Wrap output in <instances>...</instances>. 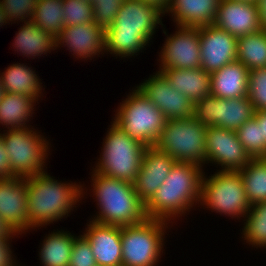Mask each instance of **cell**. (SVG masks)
I'll return each mask as SVG.
<instances>
[{"label":"cell","mask_w":266,"mask_h":266,"mask_svg":"<svg viewBox=\"0 0 266 266\" xmlns=\"http://www.w3.org/2000/svg\"><path fill=\"white\" fill-rule=\"evenodd\" d=\"M165 15L139 0H124L113 24L106 30L105 54L135 58L149 47Z\"/></svg>","instance_id":"cell-1"},{"label":"cell","mask_w":266,"mask_h":266,"mask_svg":"<svg viewBox=\"0 0 266 266\" xmlns=\"http://www.w3.org/2000/svg\"><path fill=\"white\" fill-rule=\"evenodd\" d=\"M49 174L26 177L29 233L67 218L82 202V182H62Z\"/></svg>","instance_id":"cell-2"},{"label":"cell","mask_w":266,"mask_h":266,"mask_svg":"<svg viewBox=\"0 0 266 266\" xmlns=\"http://www.w3.org/2000/svg\"><path fill=\"white\" fill-rule=\"evenodd\" d=\"M205 168L193 163L176 162L163 184L145 204L147 217L175 225L177 219L199 207Z\"/></svg>","instance_id":"cell-3"},{"label":"cell","mask_w":266,"mask_h":266,"mask_svg":"<svg viewBox=\"0 0 266 266\" xmlns=\"http://www.w3.org/2000/svg\"><path fill=\"white\" fill-rule=\"evenodd\" d=\"M91 189L82 183V200L87 191L96 201L97 212L92 221L118 226L134 225L146 220L145 203L136 194L133 183L90 172ZM86 186V187H85ZM85 198V199H84Z\"/></svg>","instance_id":"cell-4"},{"label":"cell","mask_w":266,"mask_h":266,"mask_svg":"<svg viewBox=\"0 0 266 266\" xmlns=\"http://www.w3.org/2000/svg\"><path fill=\"white\" fill-rule=\"evenodd\" d=\"M110 123L99 159L97 158L91 170L110 178L134 183L146 146L129 137L113 121Z\"/></svg>","instance_id":"cell-5"},{"label":"cell","mask_w":266,"mask_h":266,"mask_svg":"<svg viewBox=\"0 0 266 266\" xmlns=\"http://www.w3.org/2000/svg\"><path fill=\"white\" fill-rule=\"evenodd\" d=\"M122 100L112 121L132 139L146 147L154 146L166 123L164 114L137 86Z\"/></svg>","instance_id":"cell-6"},{"label":"cell","mask_w":266,"mask_h":266,"mask_svg":"<svg viewBox=\"0 0 266 266\" xmlns=\"http://www.w3.org/2000/svg\"><path fill=\"white\" fill-rule=\"evenodd\" d=\"M171 224V225H170ZM172 223L147 218L134 225L121 226L122 266H158Z\"/></svg>","instance_id":"cell-7"},{"label":"cell","mask_w":266,"mask_h":266,"mask_svg":"<svg viewBox=\"0 0 266 266\" xmlns=\"http://www.w3.org/2000/svg\"><path fill=\"white\" fill-rule=\"evenodd\" d=\"M202 178L199 207L207 211L244 220L251 204L246 197L244 183L239 171H215ZM203 206V207H202ZM205 207V208H204Z\"/></svg>","instance_id":"cell-8"},{"label":"cell","mask_w":266,"mask_h":266,"mask_svg":"<svg viewBox=\"0 0 266 266\" xmlns=\"http://www.w3.org/2000/svg\"><path fill=\"white\" fill-rule=\"evenodd\" d=\"M0 134L3 137L11 170L17 177L26 178L47 171L46 163L51 155L52 144L42 132L34 127H24L6 129Z\"/></svg>","instance_id":"cell-9"},{"label":"cell","mask_w":266,"mask_h":266,"mask_svg":"<svg viewBox=\"0 0 266 266\" xmlns=\"http://www.w3.org/2000/svg\"><path fill=\"white\" fill-rule=\"evenodd\" d=\"M206 130L192 116L166 120L155 147L174 158L176 162L206 166Z\"/></svg>","instance_id":"cell-10"},{"label":"cell","mask_w":266,"mask_h":266,"mask_svg":"<svg viewBox=\"0 0 266 266\" xmlns=\"http://www.w3.org/2000/svg\"><path fill=\"white\" fill-rule=\"evenodd\" d=\"M254 107L248 96L232 99L208 95L194 103L193 116L204 126H217L237 131L254 117Z\"/></svg>","instance_id":"cell-11"},{"label":"cell","mask_w":266,"mask_h":266,"mask_svg":"<svg viewBox=\"0 0 266 266\" xmlns=\"http://www.w3.org/2000/svg\"><path fill=\"white\" fill-rule=\"evenodd\" d=\"M162 28L166 38L160 52L157 71L168 68L197 69L201 68L199 29L195 27L175 26L174 33L167 34L165 25Z\"/></svg>","instance_id":"cell-12"},{"label":"cell","mask_w":266,"mask_h":266,"mask_svg":"<svg viewBox=\"0 0 266 266\" xmlns=\"http://www.w3.org/2000/svg\"><path fill=\"white\" fill-rule=\"evenodd\" d=\"M251 160L236 131L217 126L207 127L205 164L215 165L216 168L219 166L217 171H239Z\"/></svg>","instance_id":"cell-13"},{"label":"cell","mask_w":266,"mask_h":266,"mask_svg":"<svg viewBox=\"0 0 266 266\" xmlns=\"http://www.w3.org/2000/svg\"><path fill=\"white\" fill-rule=\"evenodd\" d=\"M136 86L164 114L166 120L193 116L194 103L184 94L177 92L167 79L155 71Z\"/></svg>","instance_id":"cell-14"},{"label":"cell","mask_w":266,"mask_h":266,"mask_svg":"<svg viewBox=\"0 0 266 266\" xmlns=\"http://www.w3.org/2000/svg\"><path fill=\"white\" fill-rule=\"evenodd\" d=\"M106 30L94 22L64 27L56 37V50L63 47L74 59L93 60L105 55Z\"/></svg>","instance_id":"cell-15"},{"label":"cell","mask_w":266,"mask_h":266,"mask_svg":"<svg viewBox=\"0 0 266 266\" xmlns=\"http://www.w3.org/2000/svg\"><path fill=\"white\" fill-rule=\"evenodd\" d=\"M197 28L202 70L211 74L237 60V37L214 24Z\"/></svg>","instance_id":"cell-16"},{"label":"cell","mask_w":266,"mask_h":266,"mask_svg":"<svg viewBox=\"0 0 266 266\" xmlns=\"http://www.w3.org/2000/svg\"><path fill=\"white\" fill-rule=\"evenodd\" d=\"M27 203L26 178L0 179V217L23 236L29 232Z\"/></svg>","instance_id":"cell-17"},{"label":"cell","mask_w":266,"mask_h":266,"mask_svg":"<svg viewBox=\"0 0 266 266\" xmlns=\"http://www.w3.org/2000/svg\"><path fill=\"white\" fill-rule=\"evenodd\" d=\"M176 160L155 146L146 147L133 183L136 194L146 204L163 184Z\"/></svg>","instance_id":"cell-18"},{"label":"cell","mask_w":266,"mask_h":266,"mask_svg":"<svg viewBox=\"0 0 266 266\" xmlns=\"http://www.w3.org/2000/svg\"><path fill=\"white\" fill-rule=\"evenodd\" d=\"M82 234L90 243L100 266H122L121 226L101 224L89 219Z\"/></svg>","instance_id":"cell-19"},{"label":"cell","mask_w":266,"mask_h":266,"mask_svg":"<svg viewBox=\"0 0 266 266\" xmlns=\"http://www.w3.org/2000/svg\"><path fill=\"white\" fill-rule=\"evenodd\" d=\"M214 25L235 37L260 31L257 3L220 0Z\"/></svg>","instance_id":"cell-20"},{"label":"cell","mask_w":266,"mask_h":266,"mask_svg":"<svg viewBox=\"0 0 266 266\" xmlns=\"http://www.w3.org/2000/svg\"><path fill=\"white\" fill-rule=\"evenodd\" d=\"M220 0H171L166 14L174 26L200 27L213 25Z\"/></svg>","instance_id":"cell-21"},{"label":"cell","mask_w":266,"mask_h":266,"mask_svg":"<svg viewBox=\"0 0 266 266\" xmlns=\"http://www.w3.org/2000/svg\"><path fill=\"white\" fill-rule=\"evenodd\" d=\"M211 75V95L232 99L248 96L249 70L238 60L224 65Z\"/></svg>","instance_id":"cell-22"},{"label":"cell","mask_w":266,"mask_h":266,"mask_svg":"<svg viewBox=\"0 0 266 266\" xmlns=\"http://www.w3.org/2000/svg\"><path fill=\"white\" fill-rule=\"evenodd\" d=\"M15 33L12 49L26 59L44 57L47 53L56 50V38L42 30L32 21L22 22ZM44 55V56H43Z\"/></svg>","instance_id":"cell-23"},{"label":"cell","mask_w":266,"mask_h":266,"mask_svg":"<svg viewBox=\"0 0 266 266\" xmlns=\"http://www.w3.org/2000/svg\"><path fill=\"white\" fill-rule=\"evenodd\" d=\"M160 72L177 92L186 95L193 103L211 94V75L201 68H168Z\"/></svg>","instance_id":"cell-24"},{"label":"cell","mask_w":266,"mask_h":266,"mask_svg":"<svg viewBox=\"0 0 266 266\" xmlns=\"http://www.w3.org/2000/svg\"><path fill=\"white\" fill-rule=\"evenodd\" d=\"M6 69V70H5ZM3 72L0 71V77L3 90L6 93L28 95L37 102L44 97L42 80L37 71L26 63L9 64Z\"/></svg>","instance_id":"cell-25"},{"label":"cell","mask_w":266,"mask_h":266,"mask_svg":"<svg viewBox=\"0 0 266 266\" xmlns=\"http://www.w3.org/2000/svg\"><path fill=\"white\" fill-rule=\"evenodd\" d=\"M36 104L39 102L28 95L5 92L0 101V125L5 130L34 127L30 122L34 117L33 114H36L34 112Z\"/></svg>","instance_id":"cell-26"},{"label":"cell","mask_w":266,"mask_h":266,"mask_svg":"<svg viewBox=\"0 0 266 266\" xmlns=\"http://www.w3.org/2000/svg\"><path fill=\"white\" fill-rule=\"evenodd\" d=\"M41 241L38 256L41 266H68L77 234L58 229L48 232Z\"/></svg>","instance_id":"cell-27"},{"label":"cell","mask_w":266,"mask_h":266,"mask_svg":"<svg viewBox=\"0 0 266 266\" xmlns=\"http://www.w3.org/2000/svg\"><path fill=\"white\" fill-rule=\"evenodd\" d=\"M237 60L249 71L266 68V31L237 37Z\"/></svg>","instance_id":"cell-28"},{"label":"cell","mask_w":266,"mask_h":266,"mask_svg":"<svg viewBox=\"0 0 266 266\" xmlns=\"http://www.w3.org/2000/svg\"><path fill=\"white\" fill-rule=\"evenodd\" d=\"M251 205L266 201V158L252 159L239 170Z\"/></svg>","instance_id":"cell-29"},{"label":"cell","mask_w":266,"mask_h":266,"mask_svg":"<svg viewBox=\"0 0 266 266\" xmlns=\"http://www.w3.org/2000/svg\"><path fill=\"white\" fill-rule=\"evenodd\" d=\"M244 223V224H243ZM242 241L249 247L266 249V201L251 205L242 221Z\"/></svg>","instance_id":"cell-30"},{"label":"cell","mask_w":266,"mask_h":266,"mask_svg":"<svg viewBox=\"0 0 266 266\" xmlns=\"http://www.w3.org/2000/svg\"><path fill=\"white\" fill-rule=\"evenodd\" d=\"M32 22L56 38L64 28L62 0H37Z\"/></svg>","instance_id":"cell-31"},{"label":"cell","mask_w":266,"mask_h":266,"mask_svg":"<svg viewBox=\"0 0 266 266\" xmlns=\"http://www.w3.org/2000/svg\"><path fill=\"white\" fill-rule=\"evenodd\" d=\"M236 133L252 159L266 158V146L261 142V127L254 117L246 121Z\"/></svg>","instance_id":"cell-32"},{"label":"cell","mask_w":266,"mask_h":266,"mask_svg":"<svg viewBox=\"0 0 266 266\" xmlns=\"http://www.w3.org/2000/svg\"><path fill=\"white\" fill-rule=\"evenodd\" d=\"M64 27L93 21L92 3L85 0H62Z\"/></svg>","instance_id":"cell-33"},{"label":"cell","mask_w":266,"mask_h":266,"mask_svg":"<svg viewBox=\"0 0 266 266\" xmlns=\"http://www.w3.org/2000/svg\"><path fill=\"white\" fill-rule=\"evenodd\" d=\"M248 99L254 110H266V68L249 71Z\"/></svg>","instance_id":"cell-34"},{"label":"cell","mask_w":266,"mask_h":266,"mask_svg":"<svg viewBox=\"0 0 266 266\" xmlns=\"http://www.w3.org/2000/svg\"><path fill=\"white\" fill-rule=\"evenodd\" d=\"M37 0H0V5L12 24L32 21Z\"/></svg>","instance_id":"cell-35"},{"label":"cell","mask_w":266,"mask_h":266,"mask_svg":"<svg viewBox=\"0 0 266 266\" xmlns=\"http://www.w3.org/2000/svg\"><path fill=\"white\" fill-rule=\"evenodd\" d=\"M124 0H93V21L107 30L115 20Z\"/></svg>","instance_id":"cell-36"},{"label":"cell","mask_w":266,"mask_h":266,"mask_svg":"<svg viewBox=\"0 0 266 266\" xmlns=\"http://www.w3.org/2000/svg\"><path fill=\"white\" fill-rule=\"evenodd\" d=\"M96 261L90 243L83 234L74 238L68 266H94Z\"/></svg>","instance_id":"cell-37"},{"label":"cell","mask_w":266,"mask_h":266,"mask_svg":"<svg viewBox=\"0 0 266 266\" xmlns=\"http://www.w3.org/2000/svg\"><path fill=\"white\" fill-rule=\"evenodd\" d=\"M19 235L23 236L17 231H14L10 236L0 237V266H20L13 252L14 250L11 248L13 247L12 239L15 237L19 238Z\"/></svg>","instance_id":"cell-38"},{"label":"cell","mask_w":266,"mask_h":266,"mask_svg":"<svg viewBox=\"0 0 266 266\" xmlns=\"http://www.w3.org/2000/svg\"><path fill=\"white\" fill-rule=\"evenodd\" d=\"M17 177L10 167L9 157L3 142V137L0 134V179H8Z\"/></svg>","instance_id":"cell-39"},{"label":"cell","mask_w":266,"mask_h":266,"mask_svg":"<svg viewBox=\"0 0 266 266\" xmlns=\"http://www.w3.org/2000/svg\"><path fill=\"white\" fill-rule=\"evenodd\" d=\"M254 118L261 127V142L266 146V110H256Z\"/></svg>","instance_id":"cell-40"},{"label":"cell","mask_w":266,"mask_h":266,"mask_svg":"<svg viewBox=\"0 0 266 266\" xmlns=\"http://www.w3.org/2000/svg\"><path fill=\"white\" fill-rule=\"evenodd\" d=\"M147 5L156 7L159 11H161L164 15L166 14L167 10L169 9L171 0H139Z\"/></svg>","instance_id":"cell-41"},{"label":"cell","mask_w":266,"mask_h":266,"mask_svg":"<svg viewBox=\"0 0 266 266\" xmlns=\"http://www.w3.org/2000/svg\"><path fill=\"white\" fill-rule=\"evenodd\" d=\"M259 22L262 30L266 31V0H257Z\"/></svg>","instance_id":"cell-42"},{"label":"cell","mask_w":266,"mask_h":266,"mask_svg":"<svg viewBox=\"0 0 266 266\" xmlns=\"http://www.w3.org/2000/svg\"><path fill=\"white\" fill-rule=\"evenodd\" d=\"M14 230L0 217V237L10 236Z\"/></svg>","instance_id":"cell-43"},{"label":"cell","mask_w":266,"mask_h":266,"mask_svg":"<svg viewBox=\"0 0 266 266\" xmlns=\"http://www.w3.org/2000/svg\"><path fill=\"white\" fill-rule=\"evenodd\" d=\"M10 25L9 20L6 17L5 12L3 11V8L0 5V27H3L4 25Z\"/></svg>","instance_id":"cell-44"},{"label":"cell","mask_w":266,"mask_h":266,"mask_svg":"<svg viewBox=\"0 0 266 266\" xmlns=\"http://www.w3.org/2000/svg\"><path fill=\"white\" fill-rule=\"evenodd\" d=\"M5 91L3 90V85L0 77V101L3 99Z\"/></svg>","instance_id":"cell-45"},{"label":"cell","mask_w":266,"mask_h":266,"mask_svg":"<svg viewBox=\"0 0 266 266\" xmlns=\"http://www.w3.org/2000/svg\"><path fill=\"white\" fill-rule=\"evenodd\" d=\"M234 1L247 2V3H257V0H234Z\"/></svg>","instance_id":"cell-46"}]
</instances>
